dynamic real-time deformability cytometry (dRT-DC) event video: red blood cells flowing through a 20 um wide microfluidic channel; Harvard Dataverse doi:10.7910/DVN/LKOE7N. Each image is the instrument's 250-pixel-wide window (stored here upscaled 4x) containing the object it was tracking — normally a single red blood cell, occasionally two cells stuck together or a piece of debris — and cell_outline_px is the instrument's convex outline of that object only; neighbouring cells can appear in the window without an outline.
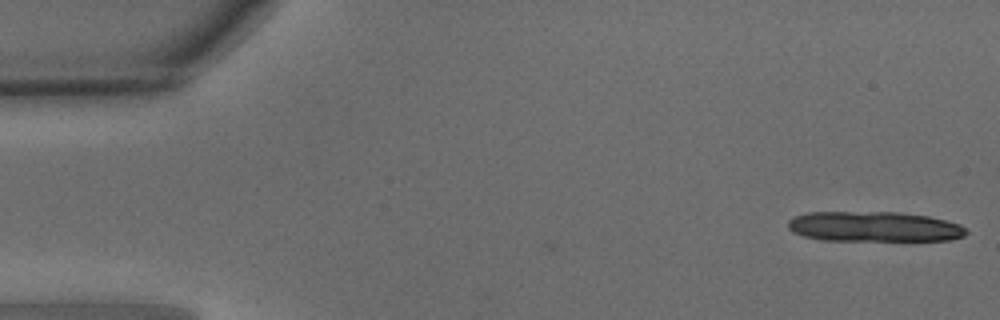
{"species": "common noctule bat (a hibernating species)", "species_latin": "Nyctalus noctula", "temperature_condition": "warm", "stored_images_in_passage": 4, "camera_frame_rate_fps": 3000, "um_per_image_px": 0.085, "animal": {"sex": "male", "body_mass_g": 15.6}, "frame": {"image": 1, "passage_image": 1, "time_ms": 0.0, "image_size_px": [1000, 320], "cell_outline_px": [[968, 232], [964, 236], [948, 240], [820, 240], [804, 236], [792, 232], [788, 228], [788, 220], [792, 216], [808, 212], [900, 212], [928, 216], [960, 224]], "centroid_in_image_um": [74.25, 19.26], "position_along_channel_um": 10.7, "area_um2": 31.39}}